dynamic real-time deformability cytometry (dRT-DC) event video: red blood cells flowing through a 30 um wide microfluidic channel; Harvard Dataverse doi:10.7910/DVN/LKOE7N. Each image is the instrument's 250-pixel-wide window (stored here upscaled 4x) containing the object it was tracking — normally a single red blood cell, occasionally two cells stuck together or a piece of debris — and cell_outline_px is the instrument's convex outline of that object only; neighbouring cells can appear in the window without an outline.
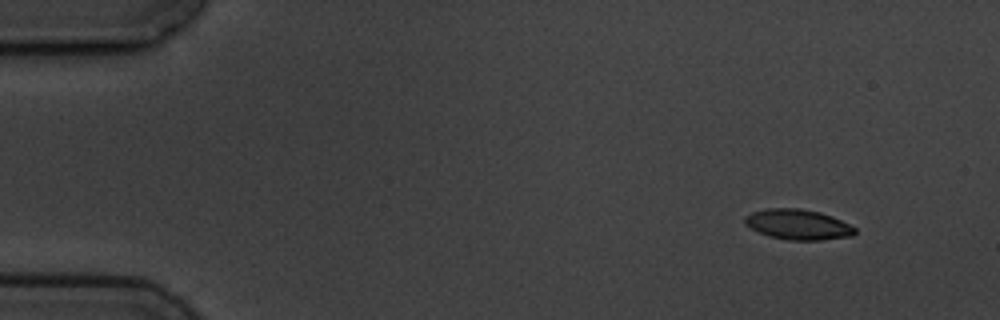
{"species": "common noctule bat (a hibernating species)", "species_latin": "Nyctalus noctula", "temperature_condition": "cold", "stored_images_in_passage": 4, "camera_frame_rate_fps": 3000, "um_per_image_px": 0.085, "animal": {"sex": "male", "body_mass_g": 19.5, "forearm_length_mm": 54.6}, "frame": {"image": 1, "passage_image": 1, "time_ms": 0.0, "image_size_px": [1000, 320], "cell_outline_px": [[856, 232], [852, 236], [820, 240], [788, 240], [768, 236], [744, 224], [744, 216], [752, 212], [768, 208], [800, 208], [820, 212], [832, 216], [856, 228]], "centroid_in_image_um": [67.82, 19.08], "position_along_channel_um": 17.2, "area_um2": 19.42}}
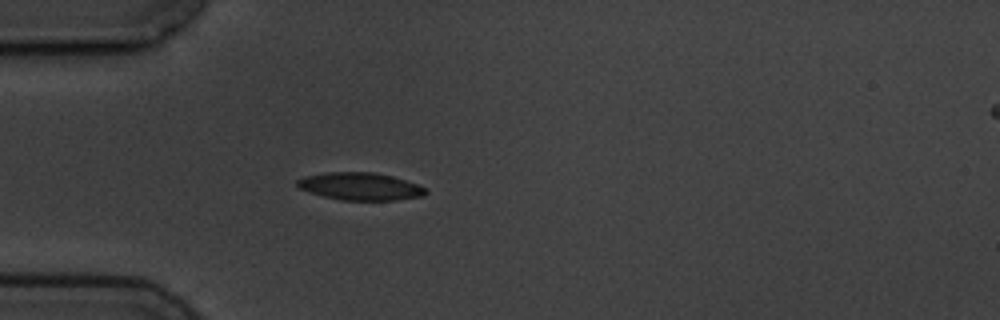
{"frame": {"image": 2, "passage_image": 4, "time_ms": 3.667, "image_size_px": [1000, 320], "cell_outline_px": [[428, 192], [424, 196], [396, 200], [340, 200], [324, 196], [300, 188], [296, 184], [296, 180], [304, 176], [328, 172], [372, 172], [392, 176], [416, 184], [424, 188]], "centroid_in_image_um": [30.62, 15.84], "position_along_channel_um": 54.4, "area_um2": 20.4}}